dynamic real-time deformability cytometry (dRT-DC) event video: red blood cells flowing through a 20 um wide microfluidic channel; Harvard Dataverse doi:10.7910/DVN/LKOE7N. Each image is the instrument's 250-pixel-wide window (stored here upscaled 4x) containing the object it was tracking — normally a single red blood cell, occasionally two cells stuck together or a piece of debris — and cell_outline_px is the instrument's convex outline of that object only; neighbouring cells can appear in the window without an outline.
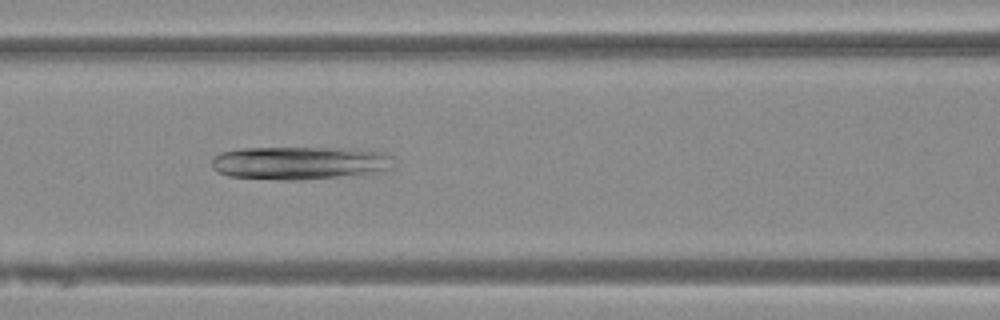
{"species": "Egyptian fruit bat (a non-hibernating species)", "species_latin": "Rousettus aegyptiacus", "temperature_condition": "warm", "stored_images_in_passage": 39, "camera_frame_rate_fps": 3000, "um_per_image_px": 0.085, "animal": {"sex": "female"}, "frame": {"image": 1, "passage_image": 11, "time_ms": 3.333, "image_size_px": [1000, 320], "cell_outline_px": [[396, 168], [372, 172], [300, 180], [280, 180], [228, 176], [212, 168], [212, 160], [220, 152], [240, 148], [356, 148], [384, 152], [392, 156]], "centroid_in_image_um": [25.5, 13.83], "position_along_channel_um": 141.1, "area_um2": 35.14}}
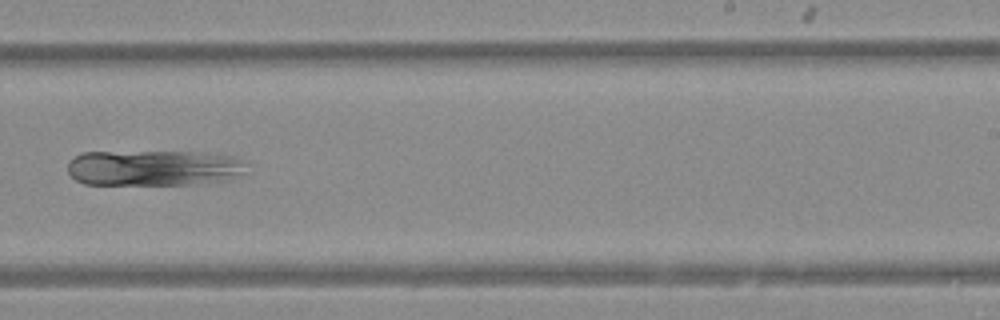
{"frame": {"image": 2, "passage_image": 21, "time_ms": 6.667, "image_size_px": [1000, 320], "cell_outline_px": [[248, 172], [228, 180], [208, 184], [84, 184], [76, 180], [68, 172], [68, 164], [72, 156], [80, 152], [196, 152], [228, 156], [240, 160]], "centroid_in_image_um": [13.04, 14.28], "position_along_channel_um": 276.0, "area_um2": 37.45}}
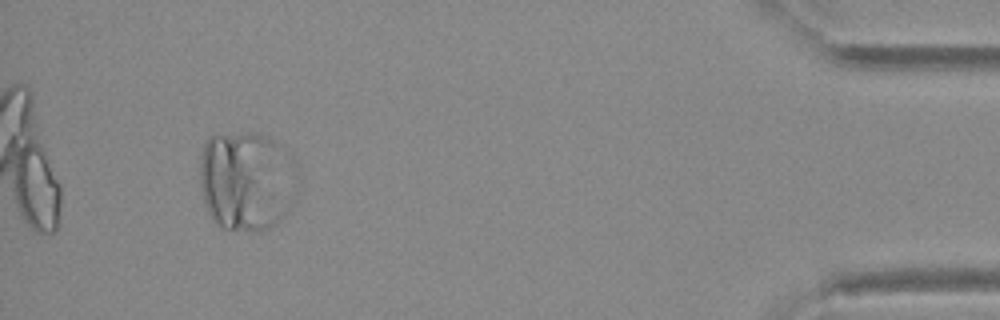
{"frame": {"image": 3, "passage_image": 36, "time_ms": 11.667, "image_size_px": [1000, 320], "cell_outline_px": [[288, 208], [284, 216], [276, 224], [260, 232], [252, 232], [220, 228], [212, 220], [208, 212], [204, 200], [200, 184], [200, 160], [204, 140], [208, 136], [248, 132], [260, 132], [272, 140], [276, 144]], "centroid_in_image_um": [20.62, 15.44], "position_along_channel_um": 414.6, "area_um2": 52.83}}